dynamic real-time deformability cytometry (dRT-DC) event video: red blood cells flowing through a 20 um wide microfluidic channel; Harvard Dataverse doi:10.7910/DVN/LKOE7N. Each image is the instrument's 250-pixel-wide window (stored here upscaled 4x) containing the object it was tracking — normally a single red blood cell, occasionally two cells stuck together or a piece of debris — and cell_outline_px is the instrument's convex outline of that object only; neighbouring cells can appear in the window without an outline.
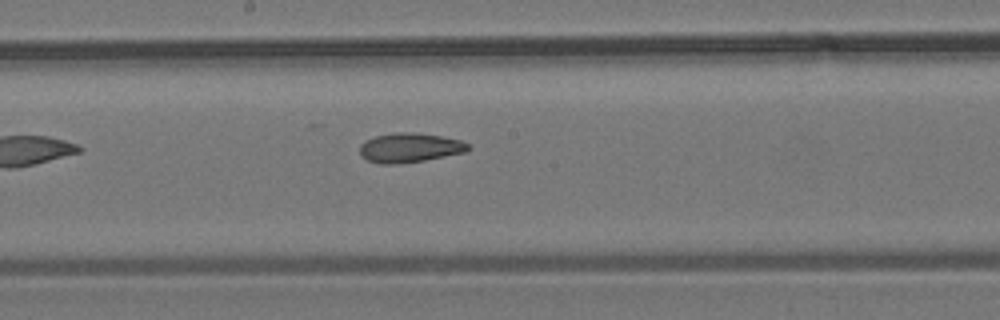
{"species": "common noctule bat (a hibernating species)", "species_latin": "Nyctalus noctula", "temperature_condition": "room temperature", "stored_images_in_passage": 6, "camera_frame_rate_fps": 3000, "um_per_image_px": 0.085, "animal": {"sex": "male", "body_mass_g": 19.2, "forearm_length_mm": 51.8}, "frame": {"image": 1, "passage_image": 6, "time_ms": 1.667, "image_size_px": [1000, 320], "cell_outline_px": [[472, 148], [464, 152], [424, 160], [396, 164], [380, 164], [368, 160], [360, 156], [360, 144], [376, 136], [392, 132], [412, 132], [440, 136], [460, 140], [468, 144]], "centroid_in_image_um": [34.8, 12.55], "position_along_channel_um": 213.4, "area_um2": 18.44}}